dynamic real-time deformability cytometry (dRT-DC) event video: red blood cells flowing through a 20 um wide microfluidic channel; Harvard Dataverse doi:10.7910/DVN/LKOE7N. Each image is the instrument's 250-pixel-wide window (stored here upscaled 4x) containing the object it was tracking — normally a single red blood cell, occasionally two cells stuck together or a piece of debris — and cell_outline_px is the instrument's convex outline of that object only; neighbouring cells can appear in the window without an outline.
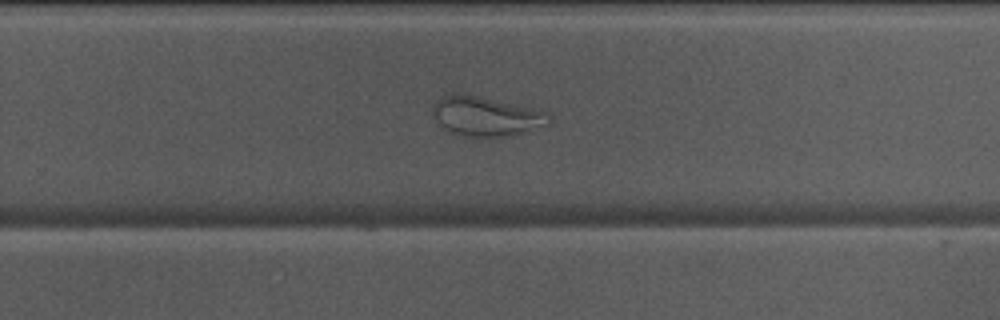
{"species": "Egyptian fruit bat (a non-hibernating species)", "species_latin": "Rousettus aegyptiacus", "temperature_condition": "warm", "stored_images_in_passage": 44, "camera_frame_rate_fps": 3000, "um_per_image_px": 0.085, "animal": {"sex": "male"}, "frame": {"image": 1, "passage_image": 26, "time_ms": 8.333, "image_size_px": [1000, 320], "cell_outline_px": [[552, 116], [532, 132], [500, 136], [456, 136], [444, 128], [432, 116], [432, 108], [436, 100], [444, 96], [456, 92], [540, 108], [552, 112]], "centroid_in_image_um": [41.32, 9.87], "position_along_channel_um": 288.5, "area_um2": 27.11}}